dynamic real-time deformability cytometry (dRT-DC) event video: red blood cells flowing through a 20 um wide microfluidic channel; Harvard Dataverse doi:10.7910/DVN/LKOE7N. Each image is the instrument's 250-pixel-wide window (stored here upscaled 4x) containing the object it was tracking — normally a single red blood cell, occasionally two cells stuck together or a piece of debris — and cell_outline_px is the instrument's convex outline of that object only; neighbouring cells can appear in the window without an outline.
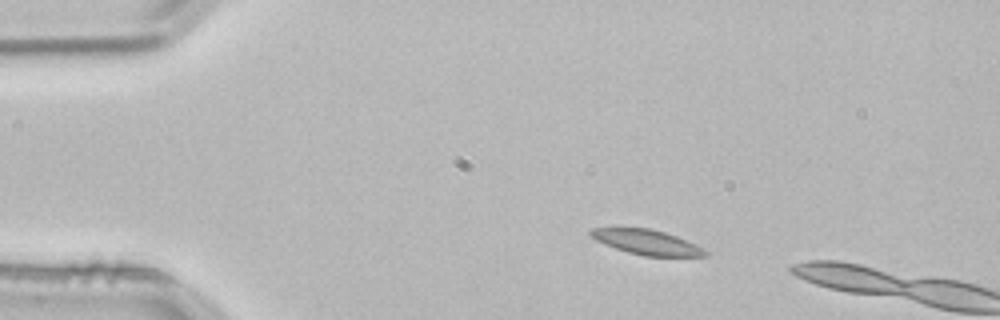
{"species": "common noctule bat (a hibernating species)", "species_latin": "Nyctalus noctula", "temperature_condition": "room temperature", "stored_images_in_passage": 2, "camera_frame_rate_fps": 3000, "um_per_image_px": 0.085, "animal": {"sex": "male", "body_mass_g": 21.5, "forearm_length_mm": 52.0}, "frame": {"image": 1, "passage_image": 1, "time_ms": 0.0, "image_size_px": [1000, 320], "cell_outline_px": [[708, 256], [644, 256], [628, 252], [616, 248], [596, 240], [588, 232], [592, 228], [616, 224], [652, 228], [676, 236], [704, 248], [708, 252]], "centroid_in_image_um": [54.89, 20.52], "position_along_channel_um": 30.1, "area_um2": 17.28}}